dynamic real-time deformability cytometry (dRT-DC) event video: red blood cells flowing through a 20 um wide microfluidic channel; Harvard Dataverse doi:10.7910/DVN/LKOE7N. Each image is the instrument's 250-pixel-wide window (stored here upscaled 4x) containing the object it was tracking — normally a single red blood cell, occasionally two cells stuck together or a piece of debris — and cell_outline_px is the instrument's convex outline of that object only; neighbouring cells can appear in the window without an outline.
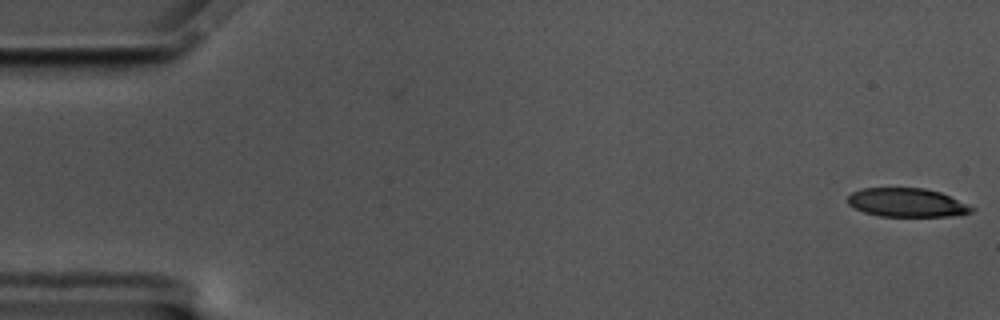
{"species": "common noctule bat (a hibernating species)", "species_latin": "Nyctalus noctula", "temperature_condition": "cold", "stored_images_in_passage": 57, "camera_frame_rate_fps": 3000, "um_per_image_px": 0.085, "animal": {"sex": "male", "body_mass_g": 17.5, "forearm_length_mm": 52.3}, "frame": {"image": 1, "passage_image": 1, "time_ms": 0.0, "image_size_px": [1000, 320], "cell_outline_px": [[976, 208], [972, 212], [952, 216], [880, 216], [864, 212], [848, 204], [848, 196], [852, 192], [860, 188], [924, 188], [940, 192]], "centroid_in_image_um": [77.08, 17.22], "position_along_channel_um": 7.9, "area_um2": 20.63}}
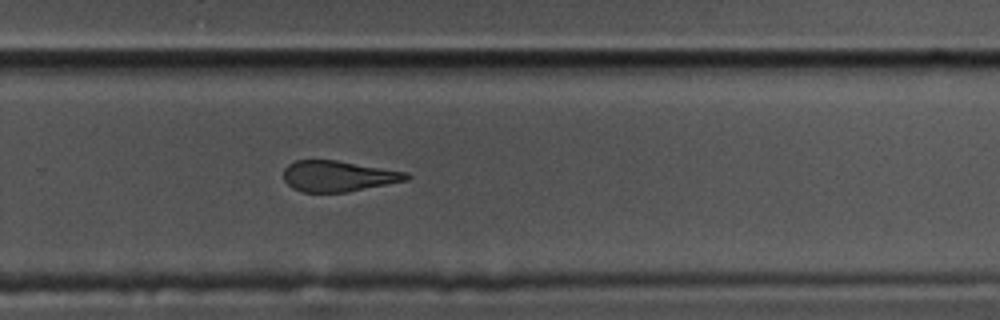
{"frame": {"image": 2, "passage_image": 38, "time_ms": 12.333, "image_size_px": [1000, 320], "cell_outline_px": [[412, 176], [408, 180], [348, 192], [304, 192], [292, 188], [284, 180], [284, 168], [288, 164], [296, 160], [336, 160], [408, 172]], "centroid_in_image_um": [28.77, 14.97], "position_along_channel_um": 301.0, "area_um2": 22.14}}
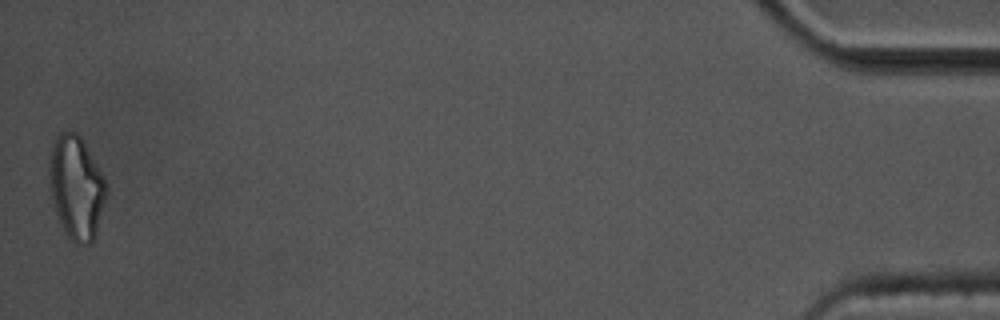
{"frame": {"image": 3, "passage_image": 57, "time_ms": 18.667, "image_size_px": [1000, 320], "cell_outline_px": [[108, 196], [92, 244], [76, 244], [68, 236], [56, 212], [52, 196], [48, 172], [48, 168], [52, 148], [56, 136], [60, 132], [76, 132], [80, 136], [104, 176], [108, 184]], "centroid_in_image_um": [6.53, 15.94], "position_along_channel_um": 428.7, "area_um2": 34.22}, "authors_computed_cell_mechanics": {"area_um2": 23.8714, "velocity_mm_per_s": 3.4953, "shape_relaxation_time_tau1_ms": 4.4326, "shape_relaxation_time_tau2_ms": 4.0274, "deformation_change_tau1": 0.1717, "deformation_change_tau2": 0.1561}}